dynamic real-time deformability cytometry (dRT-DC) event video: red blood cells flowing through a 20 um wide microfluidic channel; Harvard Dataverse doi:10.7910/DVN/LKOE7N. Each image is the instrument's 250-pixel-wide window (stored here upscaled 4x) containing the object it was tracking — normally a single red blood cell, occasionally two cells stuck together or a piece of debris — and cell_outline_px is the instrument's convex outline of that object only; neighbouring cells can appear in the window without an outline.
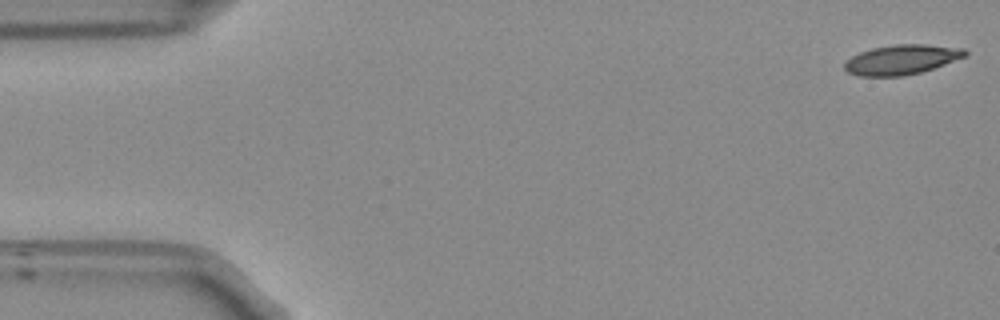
{"species": "Egyptian fruit bat (a non-hibernating species)", "species_latin": "Rousettus aegyptiacus", "temperature_condition": "room temperature", "stored_images_in_passage": 52, "camera_frame_rate_fps": 3000, "um_per_image_px": 0.085, "frame": {"image": 1, "passage_image": 1, "time_ms": 0.0, "image_size_px": [1000, 320], "cell_outline_px": [[968, 56], [920, 72], [904, 76], [860, 76], [848, 72], [844, 68], [844, 60], [860, 52], [872, 48], [896, 44], [928, 44], [964, 48], [968, 52]], "centroid_in_image_um": [76.64, 5.06], "position_along_channel_um": 8.4, "area_um2": 20.98}}
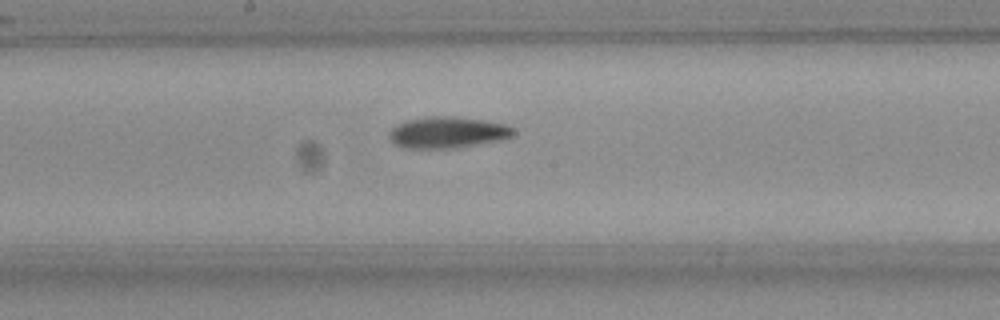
{"frame": {"image": 2, "passage_image": 27, "time_ms": 8.667, "image_size_px": [1000, 320], "cell_outline_px": [[516, 132], [512, 136], [500, 140], [452, 148], [408, 148], [396, 144], [388, 136], [388, 132], [396, 124], [404, 120], [428, 116], [452, 116], [484, 120], [508, 124], [516, 128]], "centroid_in_image_um": [38.06, 11.23], "position_along_channel_um": 210.1, "area_um2": 22.83}}
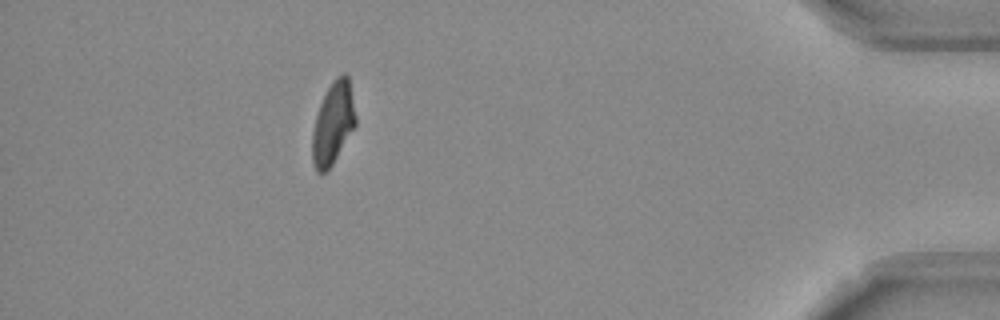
{"frame": {"image": 3, "passage_image": 47, "time_ms": 15.333, "image_size_px": [1000, 320], "cell_outline_px": [[356, 124], [332, 164], [324, 172], [316, 172], [312, 160], [312, 132], [316, 116], [320, 104], [332, 80], [336, 76], [344, 72], [348, 76], [356, 116]], "centroid_in_image_um": [28.3, 10.45], "position_along_channel_um": 406.9, "area_um2": 20.46}, "authors_computed_cell_mechanics": {"area_um2": 21.7617, "velocity_mm_per_s": 3.8067, "shape_relaxation_time_tau1_ms": 7.2063, "shape_relaxation_time_tau2_ms": 3.3855, "deformation_change_tau1": 0.2142, "deformation_change_tau2": 0.1104}}